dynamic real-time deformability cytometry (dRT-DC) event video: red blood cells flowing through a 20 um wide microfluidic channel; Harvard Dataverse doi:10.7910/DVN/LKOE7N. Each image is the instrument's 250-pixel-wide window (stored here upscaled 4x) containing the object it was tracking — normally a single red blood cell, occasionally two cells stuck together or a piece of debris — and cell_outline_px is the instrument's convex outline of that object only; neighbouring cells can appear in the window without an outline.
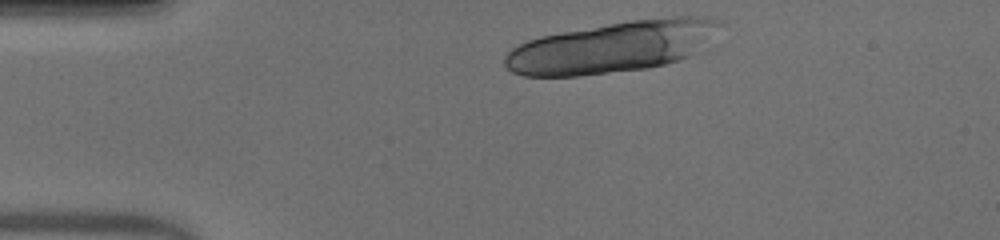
{"species": "human", "species_latin": "Homo sapiens", "temperature_condition": "warm", "stored_images_in_passage": 14, "segment_of_instrument_passage": [1, 2], "camera_frame_rate_fps": 3000, "um_per_image_px": 0.085, "donor": {"sex": "male"}, "frame": {"image": 1, "passage_image": 1, "time_ms": 0.0, "image_size_px": [1000, 240], "cell_outline_px": [[724, 24], [700, 52], [664, 64], [648, 68], [580, 76], [524, 76], [512, 72], [504, 64], [504, 56], [512, 48], [528, 40], [540, 36], [608, 24], [632, 20], [672, 16], [708, 16], [720, 20]], "centroid_in_image_um": [52.11, 3.99], "position_along_channel_um": 32.9, "area_um2": 64.27}}